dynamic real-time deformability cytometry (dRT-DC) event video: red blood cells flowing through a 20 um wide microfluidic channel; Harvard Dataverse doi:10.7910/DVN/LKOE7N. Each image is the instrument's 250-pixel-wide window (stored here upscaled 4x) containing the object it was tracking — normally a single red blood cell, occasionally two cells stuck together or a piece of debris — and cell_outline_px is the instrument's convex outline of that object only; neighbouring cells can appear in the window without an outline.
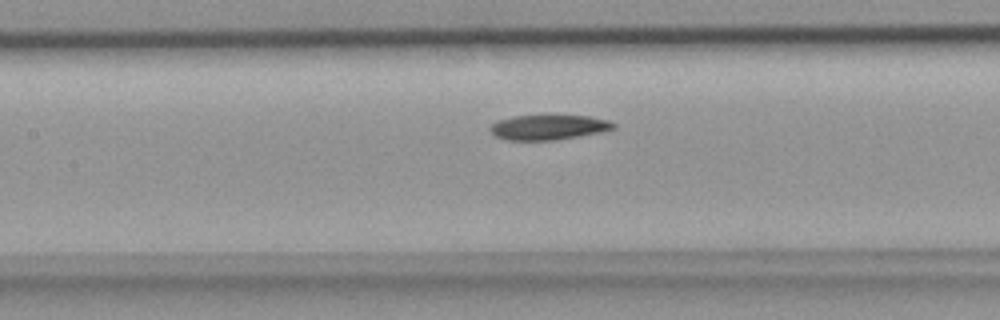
{"species": "common noctule bat (a hibernating species)", "species_latin": "Nyctalus noctula", "temperature_condition": "room temperature", "stored_images_in_passage": 6, "camera_frame_rate_fps": 3000, "um_per_image_px": 0.085, "animal": {"sex": "female", "body_mass_g": 18.4}, "frame": {"image": 1, "passage_image": 6, "time_ms": 1.667, "image_size_px": [1000, 320], "cell_outline_px": [[616, 128], [600, 132], [580, 136], [552, 140], [504, 140], [496, 136], [488, 128], [496, 120], [512, 116], [588, 116], [608, 120], [616, 124]], "centroid_in_image_um": [46.6, 10.82], "position_along_channel_um": 160.8, "area_um2": 17.86}}